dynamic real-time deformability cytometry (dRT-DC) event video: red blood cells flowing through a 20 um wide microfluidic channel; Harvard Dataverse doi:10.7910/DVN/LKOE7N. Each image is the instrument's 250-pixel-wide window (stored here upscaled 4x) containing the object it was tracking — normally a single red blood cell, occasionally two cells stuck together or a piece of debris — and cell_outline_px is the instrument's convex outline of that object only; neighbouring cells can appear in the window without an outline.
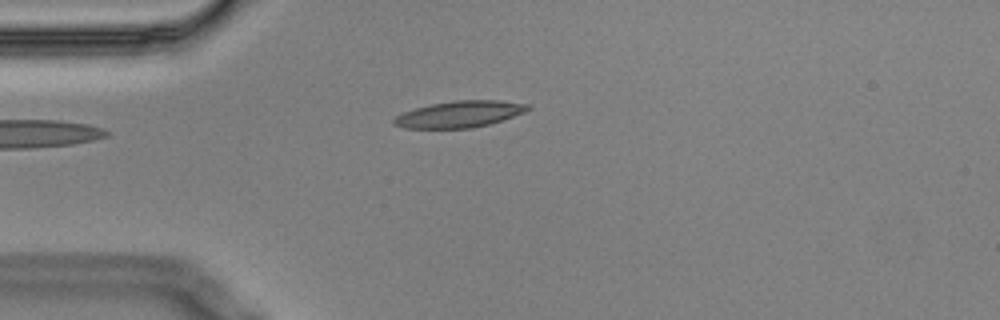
{"species": "Egyptian fruit bat (a non-hibernating species)", "species_latin": "Rousettus aegyptiacus", "temperature_condition": "cold", "stored_images_in_passage": 4, "camera_frame_rate_fps": 3000, "um_per_image_px": 0.085, "animal": {"sex": "male"}, "frame": {"image": 1, "passage_image": 4, "time_ms": 1.0, "image_size_px": [1000, 320], "cell_outline_px": [[532, 108], [524, 112], [488, 124], [472, 128], [404, 128], [392, 124], [392, 120], [396, 116], [404, 112], [416, 108], [432, 104], [452, 100], [500, 100], [528, 104]], "centroid_in_image_um": [39.04, 9.7], "position_along_channel_um": 46.0, "area_um2": 20.52}}